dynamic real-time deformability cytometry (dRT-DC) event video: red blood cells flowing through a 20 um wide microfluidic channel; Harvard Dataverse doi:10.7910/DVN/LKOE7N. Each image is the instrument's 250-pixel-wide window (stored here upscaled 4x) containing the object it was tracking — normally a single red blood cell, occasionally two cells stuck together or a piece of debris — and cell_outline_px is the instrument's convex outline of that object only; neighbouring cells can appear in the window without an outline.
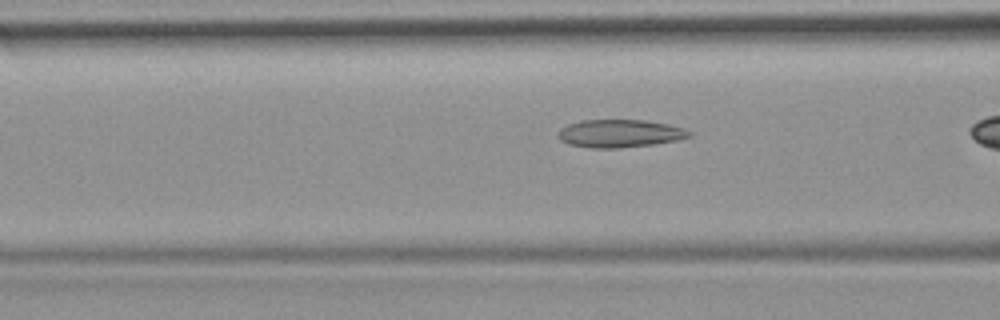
{"species": "common noctule bat (a hibernating species)", "species_latin": "Nyctalus noctula", "temperature_condition": "room temperature", "stored_images_in_passage": 17, "camera_frame_rate_fps": 3000, "um_per_image_px": 0.085, "animal": {"sex": "female", "body_mass_g": 19.9}, "frame": {"image": 1, "passage_image": 15, "time_ms": 4.667, "image_size_px": [1000, 320], "cell_outline_px": [[692, 136], [676, 140], [652, 144], [620, 148], [588, 148], [568, 144], [560, 140], [556, 136], [560, 128], [568, 124], [580, 120], [644, 120], [668, 124], [684, 128], [692, 132]], "centroid_in_image_um": [52.64, 11.34], "position_along_channel_um": 114.0, "area_um2": 21.44}}